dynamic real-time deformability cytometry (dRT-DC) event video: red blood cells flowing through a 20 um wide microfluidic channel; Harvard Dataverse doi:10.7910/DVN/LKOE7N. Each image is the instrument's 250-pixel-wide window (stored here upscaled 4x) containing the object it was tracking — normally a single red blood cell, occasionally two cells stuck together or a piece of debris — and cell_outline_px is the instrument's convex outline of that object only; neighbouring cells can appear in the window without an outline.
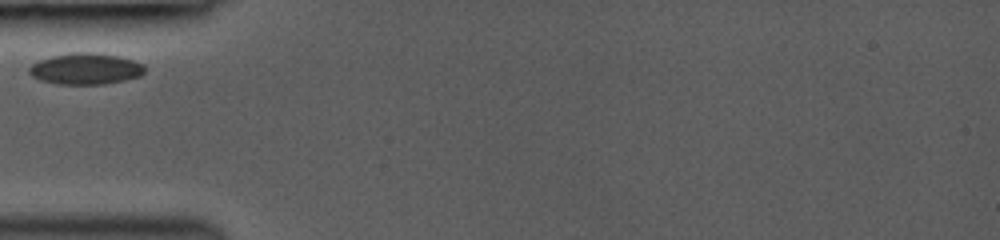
{"species": "common noctule bat (a hibernating species)", "species_latin": "Nyctalus noctula", "temperature_condition": "room temperature", "stored_images_in_passage": 1, "camera_frame_rate_fps": 3000, "um_per_image_px": 0.085, "animal": {"sex": "female", "body_mass_g": 19.0, "forearm_length_mm": 53.3}, "frame": {"image": 1, "passage_image": 1, "time_ms": 0.0, "image_size_px": [1000, 240], "cell_outline_px": [[144, 72], [140, 76], [124, 80], [104, 84], [56, 84], [40, 80], [32, 76], [28, 72], [28, 68], [32, 64], [40, 60], [52, 56], [68, 52], [88, 52], [116, 56], [132, 60], [144, 64]], "centroid_in_image_um": [7.25, 5.85], "position_along_channel_um": 77.8, "area_um2": 20.98}}